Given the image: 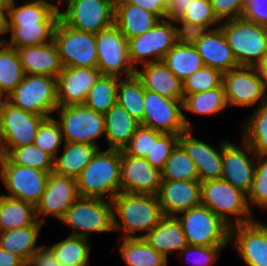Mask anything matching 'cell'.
Masks as SVG:
<instances>
[{
	"label": "cell",
	"instance_id": "20",
	"mask_svg": "<svg viewBox=\"0 0 267 266\" xmlns=\"http://www.w3.org/2000/svg\"><path fill=\"white\" fill-rule=\"evenodd\" d=\"M230 243L245 266H267V223L255 219L230 227Z\"/></svg>",
	"mask_w": 267,
	"mask_h": 266
},
{
	"label": "cell",
	"instance_id": "52",
	"mask_svg": "<svg viewBox=\"0 0 267 266\" xmlns=\"http://www.w3.org/2000/svg\"><path fill=\"white\" fill-rule=\"evenodd\" d=\"M214 14L221 23L243 15L247 0H210Z\"/></svg>",
	"mask_w": 267,
	"mask_h": 266
},
{
	"label": "cell",
	"instance_id": "40",
	"mask_svg": "<svg viewBox=\"0 0 267 266\" xmlns=\"http://www.w3.org/2000/svg\"><path fill=\"white\" fill-rule=\"evenodd\" d=\"M241 134L257 156H267V102L257 106L243 122Z\"/></svg>",
	"mask_w": 267,
	"mask_h": 266
},
{
	"label": "cell",
	"instance_id": "9",
	"mask_svg": "<svg viewBox=\"0 0 267 266\" xmlns=\"http://www.w3.org/2000/svg\"><path fill=\"white\" fill-rule=\"evenodd\" d=\"M65 142L92 144L99 146L97 139L105 136V117L84 104L58 106L55 114Z\"/></svg>",
	"mask_w": 267,
	"mask_h": 266
},
{
	"label": "cell",
	"instance_id": "53",
	"mask_svg": "<svg viewBox=\"0 0 267 266\" xmlns=\"http://www.w3.org/2000/svg\"><path fill=\"white\" fill-rule=\"evenodd\" d=\"M242 17L267 26V0H247Z\"/></svg>",
	"mask_w": 267,
	"mask_h": 266
},
{
	"label": "cell",
	"instance_id": "56",
	"mask_svg": "<svg viewBox=\"0 0 267 266\" xmlns=\"http://www.w3.org/2000/svg\"><path fill=\"white\" fill-rule=\"evenodd\" d=\"M168 5L167 18L170 20L179 18L190 3V0H166Z\"/></svg>",
	"mask_w": 267,
	"mask_h": 266
},
{
	"label": "cell",
	"instance_id": "45",
	"mask_svg": "<svg viewBox=\"0 0 267 266\" xmlns=\"http://www.w3.org/2000/svg\"><path fill=\"white\" fill-rule=\"evenodd\" d=\"M178 134L162 133L152 129V147L145 159L158 170H162L172 150L179 143Z\"/></svg>",
	"mask_w": 267,
	"mask_h": 266
},
{
	"label": "cell",
	"instance_id": "37",
	"mask_svg": "<svg viewBox=\"0 0 267 266\" xmlns=\"http://www.w3.org/2000/svg\"><path fill=\"white\" fill-rule=\"evenodd\" d=\"M90 239L69 235L48 247L63 266H88L90 263Z\"/></svg>",
	"mask_w": 267,
	"mask_h": 266
},
{
	"label": "cell",
	"instance_id": "42",
	"mask_svg": "<svg viewBox=\"0 0 267 266\" xmlns=\"http://www.w3.org/2000/svg\"><path fill=\"white\" fill-rule=\"evenodd\" d=\"M162 180H199L193 160L178 143L172 150L164 168L161 170Z\"/></svg>",
	"mask_w": 267,
	"mask_h": 266
},
{
	"label": "cell",
	"instance_id": "19",
	"mask_svg": "<svg viewBox=\"0 0 267 266\" xmlns=\"http://www.w3.org/2000/svg\"><path fill=\"white\" fill-rule=\"evenodd\" d=\"M77 180L73 177L56 174L48 175L46 189L36 205V215L40 223L52 216L60 221L66 210L79 198Z\"/></svg>",
	"mask_w": 267,
	"mask_h": 266
},
{
	"label": "cell",
	"instance_id": "63",
	"mask_svg": "<svg viewBox=\"0 0 267 266\" xmlns=\"http://www.w3.org/2000/svg\"><path fill=\"white\" fill-rule=\"evenodd\" d=\"M46 1H50L51 3H52V1H54V2L57 1V2H56V6H57L58 8H60V3H61V6H63V5H62V1H63V0H46ZM58 3H59V4H58Z\"/></svg>",
	"mask_w": 267,
	"mask_h": 266
},
{
	"label": "cell",
	"instance_id": "18",
	"mask_svg": "<svg viewBox=\"0 0 267 266\" xmlns=\"http://www.w3.org/2000/svg\"><path fill=\"white\" fill-rule=\"evenodd\" d=\"M241 143L243 147H238L232 141L223 139L221 179L248 195L253 185L257 155L244 139Z\"/></svg>",
	"mask_w": 267,
	"mask_h": 266
},
{
	"label": "cell",
	"instance_id": "46",
	"mask_svg": "<svg viewBox=\"0 0 267 266\" xmlns=\"http://www.w3.org/2000/svg\"><path fill=\"white\" fill-rule=\"evenodd\" d=\"M223 73L218 69L204 66L182 81L184 98L197 92L208 91L222 85Z\"/></svg>",
	"mask_w": 267,
	"mask_h": 266
},
{
	"label": "cell",
	"instance_id": "54",
	"mask_svg": "<svg viewBox=\"0 0 267 266\" xmlns=\"http://www.w3.org/2000/svg\"><path fill=\"white\" fill-rule=\"evenodd\" d=\"M26 266H63L47 245L41 247L32 255Z\"/></svg>",
	"mask_w": 267,
	"mask_h": 266
},
{
	"label": "cell",
	"instance_id": "39",
	"mask_svg": "<svg viewBox=\"0 0 267 266\" xmlns=\"http://www.w3.org/2000/svg\"><path fill=\"white\" fill-rule=\"evenodd\" d=\"M228 107L223 85L204 92L187 95L183 100V110L200 116H213Z\"/></svg>",
	"mask_w": 267,
	"mask_h": 266
},
{
	"label": "cell",
	"instance_id": "49",
	"mask_svg": "<svg viewBox=\"0 0 267 266\" xmlns=\"http://www.w3.org/2000/svg\"><path fill=\"white\" fill-rule=\"evenodd\" d=\"M227 246H191L187 245L178 256L191 261L193 266H212ZM184 255V256H183ZM183 256V257H182ZM191 258V259H190Z\"/></svg>",
	"mask_w": 267,
	"mask_h": 266
},
{
	"label": "cell",
	"instance_id": "26",
	"mask_svg": "<svg viewBox=\"0 0 267 266\" xmlns=\"http://www.w3.org/2000/svg\"><path fill=\"white\" fill-rule=\"evenodd\" d=\"M25 74L57 77L63 69L54 42L16 49Z\"/></svg>",
	"mask_w": 267,
	"mask_h": 266
},
{
	"label": "cell",
	"instance_id": "5",
	"mask_svg": "<svg viewBox=\"0 0 267 266\" xmlns=\"http://www.w3.org/2000/svg\"><path fill=\"white\" fill-rule=\"evenodd\" d=\"M221 28L238 66H256L267 51V26L243 17L221 22Z\"/></svg>",
	"mask_w": 267,
	"mask_h": 266
},
{
	"label": "cell",
	"instance_id": "3",
	"mask_svg": "<svg viewBox=\"0 0 267 266\" xmlns=\"http://www.w3.org/2000/svg\"><path fill=\"white\" fill-rule=\"evenodd\" d=\"M120 174V150L99 149L76 178L79 196L112 201L120 192Z\"/></svg>",
	"mask_w": 267,
	"mask_h": 266
},
{
	"label": "cell",
	"instance_id": "6",
	"mask_svg": "<svg viewBox=\"0 0 267 266\" xmlns=\"http://www.w3.org/2000/svg\"><path fill=\"white\" fill-rule=\"evenodd\" d=\"M71 228L69 235L84 238L91 233H112L113 205L111 200L96 197H79L60 220Z\"/></svg>",
	"mask_w": 267,
	"mask_h": 266
},
{
	"label": "cell",
	"instance_id": "44",
	"mask_svg": "<svg viewBox=\"0 0 267 266\" xmlns=\"http://www.w3.org/2000/svg\"><path fill=\"white\" fill-rule=\"evenodd\" d=\"M64 142L59 123L52 116L40 124L33 144L55 159Z\"/></svg>",
	"mask_w": 267,
	"mask_h": 266
},
{
	"label": "cell",
	"instance_id": "50",
	"mask_svg": "<svg viewBox=\"0 0 267 266\" xmlns=\"http://www.w3.org/2000/svg\"><path fill=\"white\" fill-rule=\"evenodd\" d=\"M175 27L176 43L195 45L209 30L208 26L173 19ZM179 25V26H178Z\"/></svg>",
	"mask_w": 267,
	"mask_h": 266
},
{
	"label": "cell",
	"instance_id": "15",
	"mask_svg": "<svg viewBox=\"0 0 267 266\" xmlns=\"http://www.w3.org/2000/svg\"><path fill=\"white\" fill-rule=\"evenodd\" d=\"M175 44L173 21L169 18L160 19L149 31L128 39L130 62L135 69L139 67L138 63L160 62Z\"/></svg>",
	"mask_w": 267,
	"mask_h": 266
},
{
	"label": "cell",
	"instance_id": "35",
	"mask_svg": "<svg viewBox=\"0 0 267 266\" xmlns=\"http://www.w3.org/2000/svg\"><path fill=\"white\" fill-rule=\"evenodd\" d=\"M162 62L181 81L205 66L194 45L181 43H176L163 57Z\"/></svg>",
	"mask_w": 267,
	"mask_h": 266
},
{
	"label": "cell",
	"instance_id": "23",
	"mask_svg": "<svg viewBox=\"0 0 267 266\" xmlns=\"http://www.w3.org/2000/svg\"><path fill=\"white\" fill-rule=\"evenodd\" d=\"M101 75L98 68L63 67L56 77L58 106L84 104Z\"/></svg>",
	"mask_w": 267,
	"mask_h": 266
},
{
	"label": "cell",
	"instance_id": "60",
	"mask_svg": "<svg viewBox=\"0 0 267 266\" xmlns=\"http://www.w3.org/2000/svg\"><path fill=\"white\" fill-rule=\"evenodd\" d=\"M3 124H2V98L0 99V156L2 154Z\"/></svg>",
	"mask_w": 267,
	"mask_h": 266
},
{
	"label": "cell",
	"instance_id": "34",
	"mask_svg": "<svg viewBox=\"0 0 267 266\" xmlns=\"http://www.w3.org/2000/svg\"><path fill=\"white\" fill-rule=\"evenodd\" d=\"M118 249L127 266H162L167 259L143 238H119Z\"/></svg>",
	"mask_w": 267,
	"mask_h": 266
},
{
	"label": "cell",
	"instance_id": "47",
	"mask_svg": "<svg viewBox=\"0 0 267 266\" xmlns=\"http://www.w3.org/2000/svg\"><path fill=\"white\" fill-rule=\"evenodd\" d=\"M247 200L251 211L255 207L267 210V156H257L253 185Z\"/></svg>",
	"mask_w": 267,
	"mask_h": 266
},
{
	"label": "cell",
	"instance_id": "11",
	"mask_svg": "<svg viewBox=\"0 0 267 266\" xmlns=\"http://www.w3.org/2000/svg\"><path fill=\"white\" fill-rule=\"evenodd\" d=\"M183 111V100L171 99L145 90L141 125L162 133L180 135L187 129L195 128Z\"/></svg>",
	"mask_w": 267,
	"mask_h": 266
},
{
	"label": "cell",
	"instance_id": "62",
	"mask_svg": "<svg viewBox=\"0 0 267 266\" xmlns=\"http://www.w3.org/2000/svg\"><path fill=\"white\" fill-rule=\"evenodd\" d=\"M257 65H267V51L265 52L262 62Z\"/></svg>",
	"mask_w": 267,
	"mask_h": 266
},
{
	"label": "cell",
	"instance_id": "61",
	"mask_svg": "<svg viewBox=\"0 0 267 266\" xmlns=\"http://www.w3.org/2000/svg\"><path fill=\"white\" fill-rule=\"evenodd\" d=\"M11 0H0V9L6 11V8Z\"/></svg>",
	"mask_w": 267,
	"mask_h": 266
},
{
	"label": "cell",
	"instance_id": "36",
	"mask_svg": "<svg viewBox=\"0 0 267 266\" xmlns=\"http://www.w3.org/2000/svg\"><path fill=\"white\" fill-rule=\"evenodd\" d=\"M0 38V97L5 99L25 76L17 50Z\"/></svg>",
	"mask_w": 267,
	"mask_h": 266
},
{
	"label": "cell",
	"instance_id": "7",
	"mask_svg": "<svg viewBox=\"0 0 267 266\" xmlns=\"http://www.w3.org/2000/svg\"><path fill=\"white\" fill-rule=\"evenodd\" d=\"M5 99L24 111L45 118L52 117L58 107L56 77L25 74L22 81Z\"/></svg>",
	"mask_w": 267,
	"mask_h": 266
},
{
	"label": "cell",
	"instance_id": "13",
	"mask_svg": "<svg viewBox=\"0 0 267 266\" xmlns=\"http://www.w3.org/2000/svg\"><path fill=\"white\" fill-rule=\"evenodd\" d=\"M60 19L73 29L98 33L114 24L115 0H63ZM66 9V10H65Z\"/></svg>",
	"mask_w": 267,
	"mask_h": 266
},
{
	"label": "cell",
	"instance_id": "12",
	"mask_svg": "<svg viewBox=\"0 0 267 266\" xmlns=\"http://www.w3.org/2000/svg\"><path fill=\"white\" fill-rule=\"evenodd\" d=\"M49 172L13 164L5 155L0 156V180L5 196L20 199L36 206L46 189Z\"/></svg>",
	"mask_w": 267,
	"mask_h": 266
},
{
	"label": "cell",
	"instance_id": "14",
	"mask_svg": "<svg viewBox=\"0 0 267 266\" xmlns=\"http://www.w3.org/2000/svg\"><path fill=\"white\" fill-rule=\"evenodd\" d=\"M97 68L102 75L129 77L135 68L129 59L128 39L112 26L96 33Z\"/></svg>",
	"mask_w": 267,
	"mask_h": 266
},
{
	"label": "cell",
	"instance_id": "32",
	"mask_svg": "<svg viewBox=\"0 0 267 266\" xmlns=\"http://www.w3.org/2000/svg\"><path fill=\"white\" fill-rule=\"evenodd\" d=\"M43 224H33L0 232V247L18 256L26 265L41 247L37 245Z\"/></svg>",
	"mask_w": 267,
	"mask_h": 266
},
{
	"label": "cell",
	"instance_id": "10",
	"mask_svg": "<svg viewBox=\"0 0 267 266\" xmlns=\"http://www.w3.org/2000/svg\"><path fill=\"white\" fill-rule=\"evenodd\" d=\"M53 42L63 67L97 68L95 33L73 29L59 19Z\"/></svg>",
	"mask_w": 267,
	"mask_h": 266
},
{
	"label": "cell",
	"instance_id": "48",
	"mask_svg": "<svg viewBox=\"0 0 267 266\" xmlns=\"http://www.w3.org/2000/svg\"><path fill=\"white\" fill-rule=\"evenodd\" d=\"M178 19L208 26L210 29L217 28L220 25L210 0H190L188 7Z\"/></svg>",
	"mask_w": 267,
	"mask_h": 266
},
{
	"label": "cell",
	"instance_id": "38",
	"mask_svg": "<svg viewBox=\"0 0 267 266\" xmlns=\"http://www.w3.org/2000/svg\"><path fill=\"white\" fill-rule=\"evenodd\" d=\"M145 89L136 74L119 78L117 89V103L135 119L140 125L144 117Z\"/></svg>",
	"mask_w": 267,
	"mask_h": 266
},
{
	"label": "cell",
	"instance_id": "1",
	"mask_svg": "<svg viewBox=\"0 0 267 266\" xmlns=\"http://www.w3.org/2000/svg\"><path fill=\"white\" fill-rule=\"evenodd\" d=\"M25 1V3H24ZM22 5L11 0L5 11V43L15 49L50 43L60 19V8L46 0H24Z\"/></svg>",
	"mask_w": 267,
	"mask_h": 266
},
{
	"label": "cell",
	"instance_id": "31",
	"mask_svg": "<svg viewBox=\"0 0 267 266\" xmlns=\"http://www.w3.org/2000/svg\"><path fill=\"white\" fill-rule=\"evenodd\" d=\"M99 149L92 144L64 142L63 152L54 159V172L76 179Z\"/></svg>",
	"mask_w": 267,
	"mask_h": 266
},
{
	"label": "cell",
	"instance_id": "43",
	"mask_svg": "<svg viewBox=\"0 0 267 266\" xmlns=\"http://www.w3.org/2000/svg\"><path fill=\"white\" fill-rule=\"evenodd\" d=\"M5 156L16 165L49 173L54 171V158L34 144L13 148Z\"/></svg>",
	"mask_w": 267,
	"mask_h": 266
},
{
	"label": "cell",
	"instance_id": "25",
	"mask_svg": "<svg viewBox=\"0 0 267 266\" xmlns=\"http://www.w3.org/2000/svg\"><path fill=\"white\" fill-rule=\"evenodd\" d=\"M145 90L156 92L162 96L184 100L182 81L162 62L142 64L135 69Z\"/></svg>",
	"mask_w": 267,
	"mask_h": 266
},
{
	"label": "cell",
	"instance_id": "59",
	"mask_svg": "<svg viewBox=\"0 0 267 266\" xmlns=\"http://www.w3.org/2000/svg\"><path fill=\"white\" fill-rule=\"evenodd\" d=\"M6 34L5 11L0 9V36Z\"/></svg>",
	"mask_w": 267,
	"mask_h": 266
},
{
	"label": "cell",
	"instance_id": "27",
	"mask_svg": "<svg viewBox=\"0 0 267 266\" xmlns=\"http://www.w3.org/2000/svg\"><path fill=\"white\" fill-rule=\"evenodd\" d=\"M194 46L207 67L218 69L222 73L238 67L220 27L210 29Z\"/></svg>",
	"mask_w": 267,
	"mask_h": 266
},
{
	"label": "cell",
	"instance_id": "4",
	"mask_svg": "<svg viewBox=\"0 0 267 266\" xmlns=\"http://www.w3.org/2000/svg\"><path fill=\"white\" fill-rule=\"evenodd\" d=\"M201 205L230 227L256 219L249 207L247 194L223 179L201 182Z\"/></svg>",
	"mask_w": 267,
	"mask_h": 266
},
{
	"label": "cell",
	"instance_id": "21",
	"mask_svg": "<svg viewBox=\"0 0 267 266\" xmlns=\"http://www.w3.org/2000/svg\"><path fill=\"white\" fill-rule=\"evenodd\" d=\"M120 192L156 195L161 184V171L145 158L120 150Z\"/></svg>",
	"mask_w": 267,
	"mask_h": 266
},
{
	"label": "cell",
	"instance_id": "55",
	"mask_svg": "<svg viewBox=\"0 0 267 266\" xmlns=\"http://www.w3.org/2000/svg\"><path fill=\"white\" fill-rule=\"evenodd\" d=\"M115 1H125L129 4H134L148 10L161 19L167 18L168 5L166 0H115Z\"/></svg>",
	"mask_w": 267,
	"mask_h": 266
},
{
	"label": "cell",
	"instance_id": "24",
	"mask_svg": "<svg viewBox=\"0 0 267 266\" xmlns=\"http://www.w3.org/2000/svg\"><path fill=\"white\" fill-rule=\"evenodd\" d=\"M156 196L165 216H177L201 204V182L161 180Z\"/></svg>",
	"mask_w": 267,
	"mask_h": 266
},
{
	"label": "cell",
	"instance_id": "8",
	"mask_svg": "<svg viewBox=\"0 0 267 266\" xmlns=\"http://www.w3.org/2000/svg\"><path fill=\"white\" fill-rule=\"evenodd\" d=\"M188 245L227 246L230 244V226L210 209L198 205L177 215Z\"/></svg>",
	"mask_w": 267,
	"mask_h": 266
},
{
	"label": "cell",
	"instance_id": "41",
	"mask_svg": "<svg viewBox=\"0 0 267 266\" xmlns=\"http://www.w3.org/2000/svg\"><path fill=\"white\" fill-rule=\"evenodd\" d=\"M119 77L101 75L88 92L84 105L96 112L105 114L117 103Z\"/></svg>",
	"mask_w": 267,
	"mask_h": 266
},
{
	"label": "cell",
	"instance_id": "17",
	"mask_svg": "<svg viewBox=\"0 0 267 266\" xmlns=\"http://www.w3.org/2000/svg\"><path fill=\"white\" fill-rule=\"evenodd\" d=\"M46 118L17 108L2 98V154L11 149L33 144L40 124Z\"/></svg>",
	"mask_w": 267,
	"mask_h": 266
},
{
	"label": "cell",
	"instance_id": "33",
	"mask_svg": "<svg viewBox=\"0 0 267 266\" xmlns=\"http://www.w3.org/2000/svg\"><path fill=\"white\" fill-rule=\"evenodd\" d=\"M40 223L36 206L20 199L0 194V232Z\"/></svg>",
	"mask_w": 267,
	"mask_h": 266
},
{
	"label": "cell",
	"instance_id": "57",
	"mask_svg": "<svg viewBox=\"0 0 267 266\" xmlns=\"http://www.w3.org/2000/svg\"><path fill=\"white\" fill-rule=\"evenodd\" d=\"M0 266H26L16 255L0 247Z\"/></svg>",
	"mask_w": 267,
	"mask_h": 266
},
{
	"label": "cell",
	"instance_id": "30",
	"mask_svg": "<svg viewBox=\"0 0 267 266\" xmlns=\"http://www.w3.org/2000/svg\"><path fill=\"white\" fill-rule=\"evenodd\" d=\"M105 138L108 149L122 150L135 134L140 123L118 103L105 114Z\"/></svg>",
	"mask_w": 267,
	"mask_h": 266
},
{
	"label": "cell",
	"instance_id": "51",
	"mask_svg": "<svg viewBox=\"0 0 267 266\" xmlns=\"http://www.w3.org/2000/svg\"><path fill=\"white\" fill-rule=\"evenodd\" d=\"M152 147V129L140 125L122 151L125 154L145 158Z\"/></svg>",
	"mask_w": 267,
	"mask_h": 266
},
{
	"label": "cell",
	"instance_id": "28",
	"mask_svg": "<svg viewBox=\"0 0 267 266\" xmlns=\"http://www.w3.org/2000/svg\"><path fill=\"white\" fill-rule=\"evenodd\" d=\"M143 239L167 260L168 255L177 251L179 254L188 245L177 216H164Z\"/></svg>",
	"mask_w": 267,
	"mask_h": 266
},
{
	"label": "cell",
	"instance_id": "64",
	"mask_svg": "<svg viewBox=\"0 0 267 266\" xmlns=\"http://www.w3.org/2000/svg\"><path fill=\"white\" fill-rule=\"evenodd\" d=\"M168 261L169 260H167L162 266H168Z\"/></svg>",
	"mask_w": 267,
	"mask_h": 266
},
{
	"label": "cell",
	"instance_id": "2",
	"mask_svg": "<svg viewBox=\"0 0 267 266\" xmlns=\"http://www.w3.org/2000/svg\"><path fill=\"white\" fill-rule=\"evenodd\" d=\"M112 205L113 229L120 238H143L165 216L156 195L119 192Z\"/></svg>",
	"mask_w": 267,
	"mask_h": 266
},
{
	"label": "cell",
	"instance_id": "58",
	"mask_svg": "<svg viewBox=\"0 0 267 266\" xmlns=\"http://www.w3.org/2000/svg\"><path fill=\"white\" fill-rule=\"evenodd\" d=\"M255 68L258 72L263 89L267 94V65H256Z\"/></svg>",
	"mask_w": 267,
	"mask_h": 266
},
{
	"label": "cell",
	"instance_id": "16",
	"mask_svg": "<svg viewBox=\"0 0 267 266\" xmlns=\"http://www.w3.org/2000/svg\"><path fill=\"white\" fill-rule=\"evenodd\" d=\"M222 85L229 107L252 108L267 102L255 66H238L223 73Z\"/></svg>",
	"mask_w": 267,
	"mask_h": 266
},
{
	"label": "cell",
	"instance_id": "29",
	"mask_svg": "<svg viewBox=\"0 0 267 266\" xmlns=\"http://www.w3.org/2000/svg\"><path fill=\"white\" fill-rule=\"evenodd\" d=\"M161 18L140 6L115 1L114 24L127 38L144 34L154 27Z\"/></svg>",
	"mask_w": 267,
	"mask_h": 266
},
{
	"label": "cell",
	"instance_id": "22",
	"mask_svg": "<svg viewBox=\"0 0 267 266\" xmlns=\"http://www.w3.org/2000/svg\"><path fill=\"white\" fill-rule=\"evenodd\" d=\"M193 129L183 131L179 136V144L193 160L200 182L222 178L223 139L217 149L206 141L197 139Z\"/></svg>",
	"mask_w": 267,
	"mask_h": 266
}]
</instances>
